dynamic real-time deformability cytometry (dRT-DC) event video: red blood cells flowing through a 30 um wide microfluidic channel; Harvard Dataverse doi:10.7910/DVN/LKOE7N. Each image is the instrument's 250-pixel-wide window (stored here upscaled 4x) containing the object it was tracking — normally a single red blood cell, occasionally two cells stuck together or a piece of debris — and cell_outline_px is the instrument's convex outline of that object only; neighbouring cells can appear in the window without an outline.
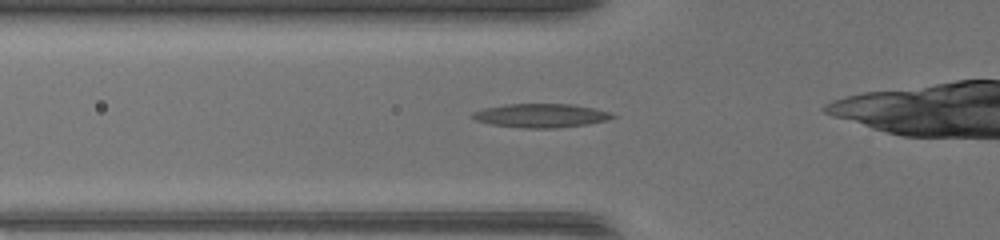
{"species": "common noctule bat (a hibernating species)", "species_latin": "Nyctalus noctula", "temperature_condition": "warm", "stored_images_in_passage": 23, "camera_frame_rate_fps": 3000, "um_per_image_px": 0.085, "animal": {"sex": "female", "body_mass_g": 17.0, "forearm_length_mm": 48.0}, "frame": {"image": 1, "passage_image": 13, "time_ms": 4.0, "image_size_px": [1000, 240], "cell_outline_px": [[616, 116], [608, 120], [588, 124], [556, 128], [520, 128], [492, 124], [476, 120], [468, 116], [472, 112], [484, 108], [504, 104], [572, 104], [592, 108], [608, 112]], "centroid_in_image_um": [45.92, 9.82], "position_along_channel_um": 79.9, "area_um2": 19.42}}
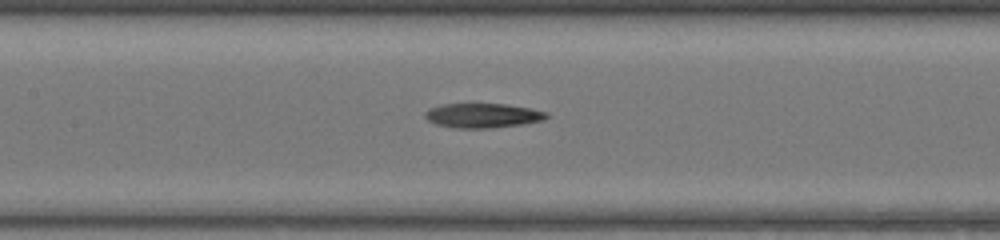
{"frame": {"image": 2, "passage_image": 19, "time_ms": 6.0, "image_size_px": [1000, 240], "cell_outline_px": [[548, 116], [544, 120], [520, 124], [488, 128], [456, 128], [436, 124], [428, 120], [424, 116], [424, 112], [428, 108], [440, 104], [504, 104], [528, 108], [548, 112]], "centroid_in_image_um": [40.98, 9.81], "position_along_channel_um": 166.4, "area_um2": 17.22}}
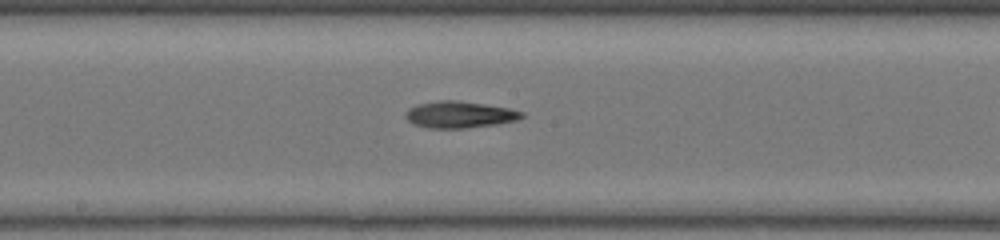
{"frame": {"image": 3, "passage_image": 22, "time_ms": 7.0, "image_size_px": [1000, 240], "cell_outline_px": [[524, 116], [516, 120], [496, 124], [468, 128], [428, 128], [412, 124], [404, 116], [408, 108], [416, 104], [440, 100], [456, 100], [484, 104], [508, 108], [524, 112]], "centroid_in_image_um": [39.02, 9.74], "position_along_channel_um": 209.2, "area_um2": 18.09}}